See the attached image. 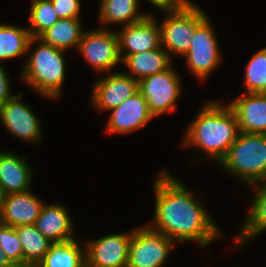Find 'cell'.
I'll list each match as a JSON object with an SVG mask.
<instances>
[{
	"label": "cell",
	"instance_id": "obj_34",
	"mask_svg": "<svg viewBox=\"0 0 266 267\" xmlns=\"http://www.w3.org/2000/svg\"><path fill=\"white\" fill-rule=\"evenodd\" d=\"M9 267H26V266H21V265L13 264V265H11V266H9Z\"/></svg>",
	"mask_w": 266,
	"mask_h": 267
},
{
	"label": "cell",
	"instance_id": "obj_2",
	"mask_svg": "<svg viewBox=\"0 0 266 267\" xmlns=\"http://www.w3.org/2000/svg\"><path fill=\"white\" fill-rule=\"evenodd\" d=\"M183 145L195 147L220 163L240 130L234 111L220 101L206 102L185 132Z\"/></svg>",
	"mask_w": 266,
	"mask_h": 267
},
{
	"label": "cell",
	"instance_id": "obj_8",
	"mask_svg": "<svg viewBox=\"0 0 266 267\" xmlns=\"http://www.w3.org/2000/svg\"><path fill=\"white\" fill-rule=\"evenodd\" d=\"M213 25L207 16L195 29L186 58L188 70L200 81L208 78L221 62V51Z\"/></svg>",
	"mask_w": 266,
	"mask_h": 267
},
{
	"label": "cell",
	"instance_id": "obj_14",
	"mask_svg": "<svg viewBox=\"0 0 266 267\" xmlns=\"http://www.w3.org/2000/svg\"><path fill=\"white\" fill-rule=\"evenodd\" d=\"M116 33L120 55H132L161 46L160 27L151 14L139 22L122 26Z\"/></svg>",
	"mask_w": 266,
	"mask_h": 267
},
{
	"label": "cell",
	"instance_id": "obj_9",
	"mask_svg": "<svg viewBox=\"0 0 266 267\" xmlns=\"http://www.w3.org/2000/svg\"><path fill=\"white\" fill-rule=\"evenodd\" d=\"M181 82L179 74L172 66L164 72L139 81V91L155 118L176 110L177 99L182 93Z\"/></svg>",
	"mask_w": 266,
	"mask_h": 267
},
{
	"label": "cell",
	"instance_id": "obj_24",
	"mask_svg": "<svg viewBox=\"0 0 266 267\" xmlns=\"http://www.w3.org/2000/svg\"><path fill=\"white\" fill-rule=\"evenodd\" d=\"M34 43L27 27L0 24V62L28 54Z\"/></svg>",
	"mask_w": 266,
	"mask_h": 267
},
{
	"label": "cell",
	"instance_id": "obj_5",
	"mask_svg": "<svg viewBox=\"0 0 266 267\" xmlns=\"http://www.w3.org/2000/svg\"><path fill=\"white\" fill-rule=\"evenodd\" d=\"M159 23L161 46L170 55L184 56L189 50L196 27L207 17L198 5L191 2L179 10L163 11Z\"/></svg>",
	"mask_w": 266,
	"mask_h": 267
},
{
	"label": "cell",
	"instance_id": "obj_11",
	"mask_svg": "<svg viewBox=\"0 0 266 267\" xmlns=\"http://www.w3.org/2000/svg\"><path fill=\"white\" fill-rule=\"evenodd\" d=\"M132 231L85 242L87 267H127Z\"/></svg>",
	"mask_w": 266,
	"mask_h": 267
},
{
	"label": "cell",
	"instance_id": "obj_33",
	"mask_svg": "<svg viewBox=\"0 0 266 267\" xmlns=\"http://www.w3.org/2000/svg\"><path fill=\"white\" fill-rule=\"evenodd\" d=\"M4 197H5V194L1 188V185H0V212H1V209H2V206H3V202H4Z\"/></svg>",
	"mask_w": 266,
	"mask_h": 267
},
{
	"label": "cell",
	"instance_id": "obj_32",
	"mask_svg": "<svg viewBox=\"0 0 266 267\" xmlns=\"http://www.w3.org/2000/svg\"><path fill=\"white\" fill-rule=\"evenodd\" d=\"M13 263L8 259V256L4 254L3 250L0 248V267H9Z\"/></svg>",
	"mask_w": 266,
	"mask_h": 267
},
{
	"label": "cell",
	"instance_id": "obj_19",
	"mask_svg": "<svg viewBox=\"0 0 266 267\" xmlns=\"http://www.w3.org/2000/svg\"><path fill=\"white\" fill-rule=\"evenodd\" d=\"M120 56L121 63L128 69V72L125 71L124 73L137 81L166 71L172 66L173 61L162 46L150 51Z\"/></svg>",
	"mask_w": 266,
	"mask_h": 267
},
{
	"label": "cell",
	"instance_id": "obj_13",
	"mask_svg": "<svg viewBox=\"0 0 266 267\" xmlns=\"http://www.w3.org/2000/svg\"><path fill=\"white\" fill-rule=\"evenodd\" d=\"M155 117L140 91L110 110L106 133L126 134L146 126Z\"/></svg>",
	"mask_w": 266,
	"mask_h": 267
},
{
	"label": "cell",
	"instance_id": "obj_7",
	"mask_svg": "<svg viewBox=\"0 0 266 267\" xmlns=\"http://www.w3.org/2000/svg\"><path fill=\"white\" fill-rule=\"evenodd\" d=\"M77 51L98 73H110L122 62L116 30L108 29L106 26L84 31Z\"/></svg>",
	"mask_w": 266,
	"mask_h": 267
},
{
	"label": "cell",
	"instance_id": "obj_22",
	"mask_svg": "<svg viewBox=\"0 0 266 267\" xmlns=\"http://www.w3.org/2000/svg\"><path fill=\"white\" fill-rule=\"evenodd\" d=\"M139 0H101L98 19L102 25L122 24L123 26L143 20L149 13H142Z\"/></svg>",
	"mask_w": 266,
	"mask_h": 267
},
{
	"label": "cell",
	"instance_id": "obj_1",
	"mask_svg": "<svg viewBox=\"0 0 266 267\" xmlns=\"http://www.w3.org/2000/svg\"><path fill=\"white\" fill-rule=\"evenodd\" d=\"M167 172L162 170L153 180L155 212L153 223L147 226L175 243L197 241L201 247L224 236L187 185Z\"/></svg>",
	"mask_w": 266,
	"mask_h": 267
},
{
	"label": "cell",
	"instance_id": "obj_17",
	"mask_svg": "<svg viewBox=\"0 0 266 267\" xmlns=\"http://www.w3.org/2000/svg\"><path fill=\"white\" fill-rule=\"evenodd\" d=\"M64 205L57 203L47 204L42 207L39 217L35 220L34 226L50 242H67L74 238L72 217Z\"/></svg>",
	"mask_w": 266,
	"mask_h": 267
},
{
	"label": "cell",
	"instance_id": "obj_4",
	"mask_svg": "<svg viewBox=\"0 0 266 267\" xmlns=\"http://www.w3.org/2000/svg\"><path fill=\"white\" fill-rule=\"evenodd\" d=\"M219 164L249 187L266 182V134L240 132Z\"/></svg>",
	"mask_w": 266,
	"mask_h": 267
},
{
	"label": "cell",
	"instance_id": "obj_10",
	"mask_svg": "<svg viewBox=\"0 0 266 267\" xmlns=\"http://www.w3.org/2000/svg\"><path fill=\"white\" fill-rule=\"evenodd\" d=\"M22 96L23 94L19 92L0 107V123L12 136L39 144L43 137L39 116L35 115L31 107L22 101Z\"/></svg>",
	"mask_w": 266,
	"mask_h": 267
},
{
	"label": "cell",
	"instance_id": "obj_18",
	"mask_svg": "<svg viewBox=\"0 0 266 267\" xmlns=\"http://www.w3.org/2000/svg\"><path fill=\"white\" fill-rule=\"evenodd\" d=\"M25 158L0 151V185L5 195L31 189L33 171Z\"/></svg>",
	"mask_w": 266,
	"mask_h": 267
},
{
	"label": "cell",
	"instance_id": "obj_27",
	"mask_svg": "<svg viewBox=\"0 0 266 267\" xmlns=\"http://www.w3.org/2000/svg\"><path fill=\"white\" fill-rule=\"evenodd\" d=\"M244 82L245 93L266 94V47L259 49L248 61Z\"/></svg>",
	"mask_w": 266,
	"mask_h": 267
},
{
	"label": "cell",
	"instance_id": "obj_12",
	"mask_svg": "<svg viewBox=\"0 0 266 267\" xmlns=\"http://www.w3.org/2000/svg\"><path fill=\"white\" fill-rule=\"evenodd\" d=\"M92 91V106L99 112L110 111L139 91V81L122 71H112L107 76L96 79Z\"/></svg>",
	"mask_w": 266,
	"mask_h": 267
},
{
	"label": "cell",
	"instance_id": "obj_23",
	"mask_svg": "<svg viewBox=\"0 0 266 267\" xmlns=\"http://www.w3.org/2000/svg\"><path fill=\"white\" fill-rule=\"evenodd\" d=\"M82 22L76 18L59 19L53 26L43 32L38 38L56 49L68 51L78 48L84 29Z\"/></svg>",
	"mask_w": 266,
	"mask_h": 267
},
{
	"label": "cell",
	"instance_id": "obj_31",
	"mask_svg": "<svg viewBox=\"0 0 266 267\" xmlns=\"http://www.w3.org/2000/svg\"><path fill=\"white\" fill-rule=\"evenodd\" d=\"M151 4L162 11L179 10L187 7L190 0H148Z\"/></svg>",
	"mask_w": 266,
	"mask_h": 267
},
{
	"label": "cell",
	"instance_id": "obj_20",
	"mask_svg": "<svg viewBox=\"0 0 266 267\" xmlns=\"http://www.w3.org/2000/svg\"><path fill=\"white\" fill-rule=\"evenodd\" d=\"M255 188L254 198L250 204V210L244 223L241 224L240 232L236 235V248L248 240L258 237L266 231V182L251 186Z\"/></svg>",
	"mask_w": 266,
	"mask_h": 267
},
{
	"label": "cell",
	"instance_id": "obj_6",
	"mask_svg": "<svg viewBox=\"0 0 266 267\" xmlns=\"http://www.w3.org/2000/svg\"><path fill=\"white\" fill-rule=\"evenodd\" d=\"M175 242L147 225L132 229L127 267H162Z\"/></svg>",
	"mask_w": 266,
	"mask_h": 267
},
{
	"label": "cell",
	"instance_id": "obj_26",
	"mask_svg": "<svg viewBox=\"0 0 266 267\" xmlns=\"http://www.w3.org/2000/svg\"><path fill=\"white\" fill-rule=\"evenodd\" d=\"M29 12L27 29L34 38H38L59 20L51 0H32Z\"/></svg>",
	"mask_w": 266,
	"mask_h": 267
},
{
	"label": "cell",
	"instance_id": "obj_3",
	"mask_svg": "<svg viewBox=\"0 0 266 267\" xmlns=\"http://www.w3.org/2000/svg\"><path fill=\"white\" fill-rule=\"evenodd\" d=\"M35 42L37 46L23 65L21 80L40 96L58 99L65 82L66 62L63 55L66 51L56 49L39 38H35Z\"/></svg>",
	"mask_w": 266,
	"mask_h": 267
},
{
	"label": "cell",
	"instance_id": "obj_29",
	"mask_svg": "<svg viewBox=\"0 0 266 267\" xmlns=\"http://www.w3.org/2000/svg\"><path fill=\"white\" fill-rule=\"evenodd\" d=\"M59 19H80V0H51Z\"/></svg>",
	"mask_w": 266,
	"mask_h": 267
},
{
	"label": "cell",
	"instance_id": "obj_21",
	"mask_svg": "<svg viewBox=\"0 0 266 267\" xmlns=\"http://www.w3.org/2000/svg\"><path fill=\"white\" fill-rule=\"evenodd\" d=\"M36 267H87L85 243L76 239L52 243Z\"/></svg>",
	"mask_w": 266,
	"mask_h": 267
},
{
	"label": "cell",
	"instance_id": "obj_16",
	"mask_svg": "<svg viewBox=\"0 0 266 267\" xmlns=\"http://www.w3.org/2000/svg\"><path fill=\"white\" fill-rule=\"evenodd\" d=\"M240 132L266 134V94L244 93L228 103Z\"/></svg>",
	"mask_w": 266,
	"mask_h": 267
},
{
	"label": "cell",
	"instance_id": "obj_30",
	"mask_svg": "<svg viewBox=\"0 0 266 267\" xmlns=\"http://www.w3.org/2000/svg\"><path fill=\"white\" fill-rule=\"evenodd\" d=\"M5 70L4 65L0 62V107L16 95L12 93L11 82Z\"/></svg>",
	"mask_w": 266,
	"mask_h": 267
},
{
	"label": "cell",
	"instance_id": "obj_28",
	"mask_svg": "<svg viewBox=\"0 0 266 267\" xmlns=\"http://www.w3.org/2000/svg\"><path fill=\"white\" fill-rule=\"evenodd\" d=\"M0 248L13 264L23 266V248L15 227L0 223Z\"/></svg>",
	"mask_w": 266,
	"mask_h": 267
},
{
	"label": "cell",
	"instance_id": "obj_25",
	"mask_svg": "<svg viewBox=\"0 0 266 267\" xmlns=\"http://www.w3.org/2000/svg\"><path fill=\"white\" fill-rule=\"evenodd\" d=\"M23 248V266L36 267L49 251L50 242L34 225L15 227Z\"/></svg>",
	"mask_w": 266,
	"mask_h": 267
},
{
	"label": "cell",
	"instance_id": "obj_15",
	"mask_svg": "<svg viewBox=\"0 0 266 267\" xmlns=\"http://www.w3.org/2000/svg\"><path fill=\"white\" fill-rule=\"evenodd\" d=\"M44 204L31 189L7 194L0 212V223L12 227L34 225Z\"/></svg>",
	"mask_w": 266,
	"mask_h": 267
}]
</instances>
